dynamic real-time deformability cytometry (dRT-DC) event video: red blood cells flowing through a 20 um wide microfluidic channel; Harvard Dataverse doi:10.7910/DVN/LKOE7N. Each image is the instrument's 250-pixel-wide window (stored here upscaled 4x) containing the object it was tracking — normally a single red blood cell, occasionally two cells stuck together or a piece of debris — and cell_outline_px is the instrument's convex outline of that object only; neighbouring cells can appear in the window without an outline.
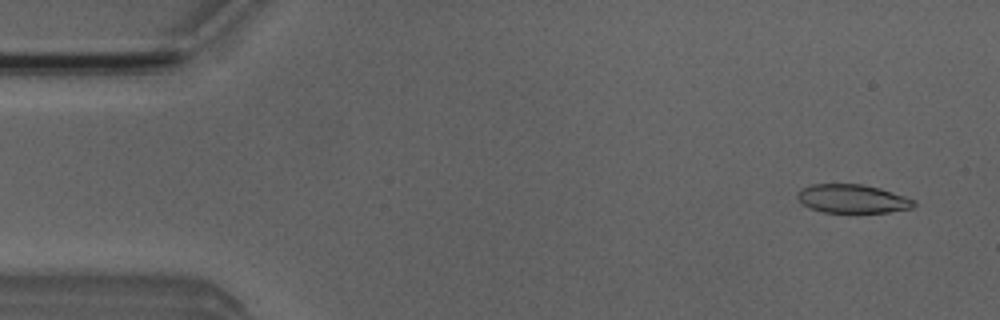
{"species": "Egyptian fruit bat (a non-hibernating species)", "species_latin": "Rousettus aegyptiacus", "temperature_condition": "room temperature", "stored_images_in_passage": 5, "camera_frame_rate_fps": 3000, "um_per_image_px": 0.085, "animal": {"sex": "male"}, "frame": {"image": 1, "passage_image": 1, "time_ms": 0.0, "image_size_px": [1000, 320], "cell_outline_px": [[916, 204], [912, 208], [888, 212], [824, 212], [808, 208], [796, 196], [800, 188], [812, 184], [860, 184], [880, 188], [916, 200]], "centroid_in_image_um": [72.45, 16.89], "position_along_channel_um": 12.5, "area_um2": 19.36}}